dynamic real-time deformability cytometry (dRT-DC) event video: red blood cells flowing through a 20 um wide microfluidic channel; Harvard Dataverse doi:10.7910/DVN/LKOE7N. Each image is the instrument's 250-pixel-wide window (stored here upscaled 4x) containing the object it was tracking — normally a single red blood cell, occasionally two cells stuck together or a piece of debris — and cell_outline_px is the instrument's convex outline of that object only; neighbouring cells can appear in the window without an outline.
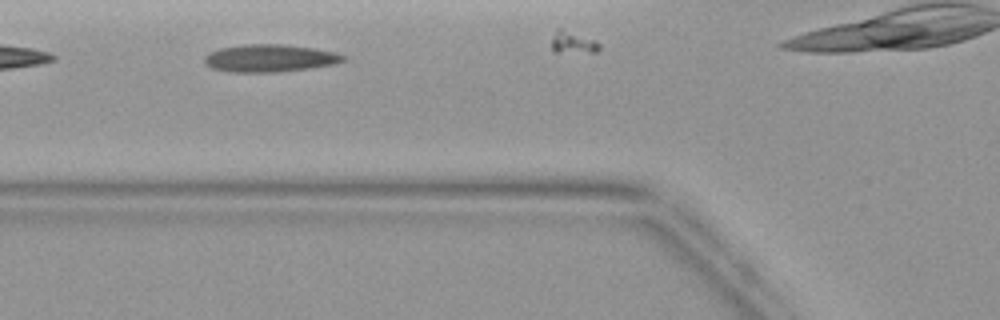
{"species": "common noctule bat (a hibernating species)", "species_latin": "Nyctalus noctula", "temperature_condition": "warm", "stored_images_in_passage": 9, "camera_frame_rate_fps": 3000, "um_per_image_px": 0.085, "animal": {"sex": "female", "body_mass_g": 19.9}, "frame": {"image": 1, "passage_image": 2, "time_ms": 0.333, "image_size_px": [1000, 320], "cell_outline_px": [[348, 56], [344, 60], [336, 64], [308, 68], [276, 72], [228, 72], [212, 68], [204, 64], [204, 56], [220, 48], [244, 44], [284, 44], [312, 48], [336, 52]], "centroid_in_image_um": [22.93, 4.94], "position_along_channel_um": 102.9, "area_um2": 22.31}}